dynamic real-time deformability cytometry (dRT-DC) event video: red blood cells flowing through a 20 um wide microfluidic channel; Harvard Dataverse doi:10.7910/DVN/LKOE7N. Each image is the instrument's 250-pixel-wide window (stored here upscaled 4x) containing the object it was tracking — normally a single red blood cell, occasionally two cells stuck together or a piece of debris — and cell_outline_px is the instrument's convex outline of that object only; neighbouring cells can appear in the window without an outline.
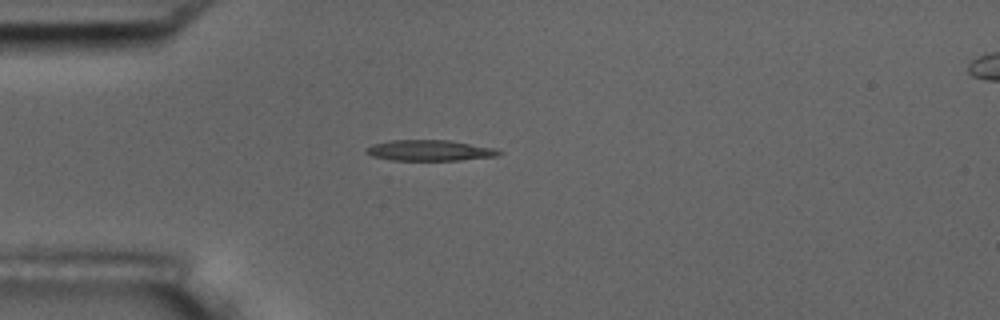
{"species": "common noctule bat (a hibernating species)", "species_latin": "Nyctalus noctula", "temperature_condition": "room temperature", "stored_images_in_passage": 5, "camera_frame_rate_fps": 3000, "um_per_image_px": 0.085, "animal": {"sex": "male", "body_mass_g": 17.5, "forearm_length_mm": 52.3}, "frame": {"image": 1, "passage_image": 3, "time_ms": 3.333, "image_size_px": [1000, 320], "cell_outline_px": [[504, 152], [496, 156], [460, 160], [392, 160], [372, 156], [364, 148], [372, 144], [392, 140], [448, 140], [496, 148]], "centroid_in_image_um": [36.54, 12.78], "position_along_channel_um": 48.5, "area_um2": 16.01}}